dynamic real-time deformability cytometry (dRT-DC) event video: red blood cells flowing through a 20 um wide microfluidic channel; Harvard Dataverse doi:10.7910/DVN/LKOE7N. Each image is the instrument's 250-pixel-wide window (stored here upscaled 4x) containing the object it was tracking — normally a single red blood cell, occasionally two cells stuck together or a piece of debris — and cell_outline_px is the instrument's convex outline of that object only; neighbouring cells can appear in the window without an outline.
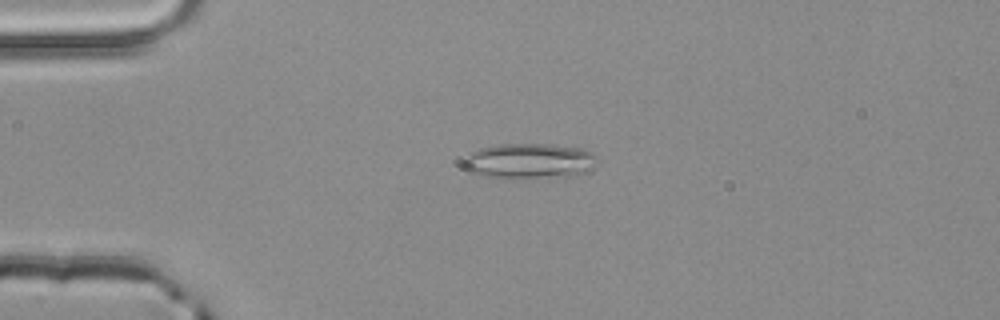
{"species": "common noctule bat (a hibernating species)", "species_latin": "Nyctalus noctula", "temperature_condition": "room temperature", "stored_images_in_passage": 2, "camera_frame_rate_fps": 3000, "um_per_image_px": 0.085, "animal": {"sex": "male", "body_mass_g": 20.4}, "frame": {"image": 1, "passage_image": 2, "time_ms": 0.333, "image_size_px": [1000, 320], "cell_outline_px": [[596, 156], [592, 168], [576, 176], [512, 180], [484, 176], [472, 172], [464, 164], [464, 160], [472, 152], [480, 148], [500, 144], [548, 144], [580, 148], [592, 152]], "centroid_in_image_um": [45.01, 13.72], "position_along_channel_um": 40.0, "area_um2": 27.74}}